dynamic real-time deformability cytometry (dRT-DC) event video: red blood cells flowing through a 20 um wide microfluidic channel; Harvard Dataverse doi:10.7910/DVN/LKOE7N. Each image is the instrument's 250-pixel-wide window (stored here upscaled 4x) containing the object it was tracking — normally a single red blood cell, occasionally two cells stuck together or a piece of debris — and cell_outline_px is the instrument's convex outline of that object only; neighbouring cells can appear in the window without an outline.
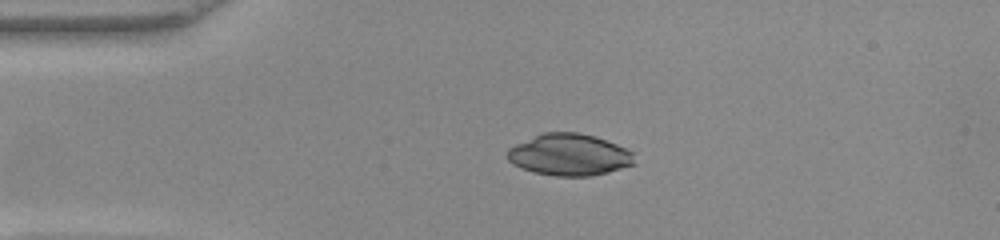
{"species": "common noctule bat (a hibernating species)", "species_latin": "Nyctalus noctula", "temperature_condition": "warm", "stored_images_in_passage": 37, "camera_frame_rate_fps": 3000, "um_per_image_px": 0.085, "animal": {"sex": "female", "body_mass_g": 22.0, "forearm_length_mm": 56.7}, "frame": {"image": 1, "passage_image": 5, "time_ms": 1.333, "image_size_px": [1000, 240], "cell_outline_px": [[636, 164], [608, 172], [592, 176], [556, 176], [532, 172], [520, 168], [512, 164], [508, 160], [508, 148], [516, 144], [544, 132], [580, 132], [596, 136], [616, 144], [632, 152]], "centroid_in_image_um": [48.39, 13.16], "position_along_channel_um": 36.6, "area_um2": 30.98}}
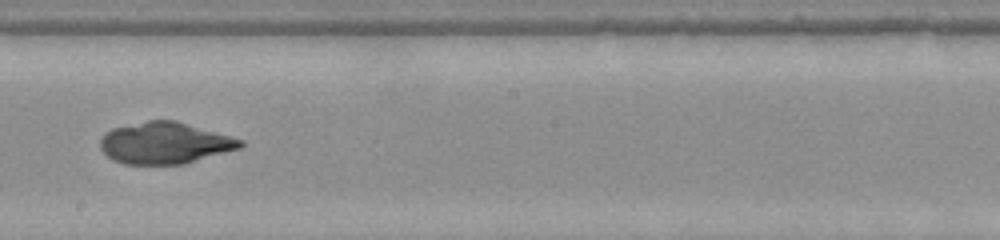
{"frame": {"image": 2, "passage_image": 22, "time_ms": 7.0, "image_size_px": [1000, 240], "cell_outline_px": [[244, 144], [240, 148], [184, 164], [124, 164], [112, 160], [100, 148], [100, 140], [104, 132], [112, 128], [148, 120], [176, 120], [244, 140]], "centroid_in_image_um": [13.99, 12.15], "position_along_channel_um": 234.2, "area_um2": 33.99}}
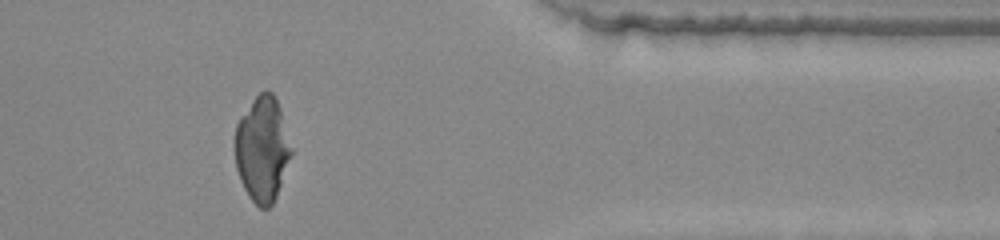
{"frame": {"image": 3, "passage_image": 35, "time_ms": 11.333, "image_size_px": [1000, 240], "cell_outline_px": [[292, 152], [276, 196], [272, 204], [268, 208], [260, 208], [248, 196], [240, 180], [236, 168], [236, 124], [240, 116], [252, 100], [264, 88], [272, 92], [280, 108]], "centroid_in_image_um": [22.28, 12.65], "position_along_channel_um": 389.1, "area_um2": 34.04}}